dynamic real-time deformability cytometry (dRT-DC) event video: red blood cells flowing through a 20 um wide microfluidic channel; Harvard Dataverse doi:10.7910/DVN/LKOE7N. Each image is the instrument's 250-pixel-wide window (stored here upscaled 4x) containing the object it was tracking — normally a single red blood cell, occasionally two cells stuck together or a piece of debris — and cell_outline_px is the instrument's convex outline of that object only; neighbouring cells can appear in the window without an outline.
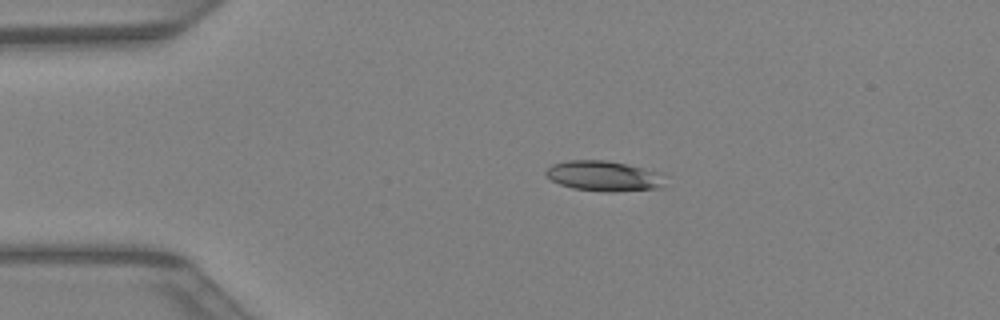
{"species": "Egyptian fruit bat (a non-hibernating species)", "species_latin": "Rousettus aegyptiacus", "temperature_condition": "warm", "stored_images_in_passage": 30, "camera_frame_rate_fps": 3000, "um_per_image_px": 0.085, "animal": {"sex": "female"}, "frame": {"image": 1, "passage_image": 2, "time_ms": 0.333, "image_size_px": [1000, 320], "cell_outline_px": [[664, 188], [572, 188], [560, 184], [552, 180], [544, 172], [552, 164], [568, 160], [604, 160], [624, 164], [660, 172]], "centroid_in_image_um": [51.24, 14.89], "position_along_channel_um": 33.8, "area_um2": 19.42}}
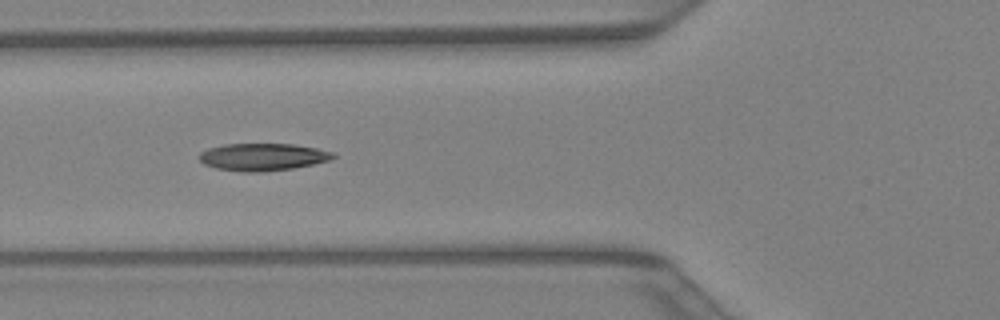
{"frame": {"image": 2, "passage_image": 9, "time_ms": 2.667, "image_size_px": [1000, 320], "cell_outline_px": [[336, 156], [328, 160], [312, 164], [292, 168], [260, 172], [244, 172], [216, 168], [204, 164], [200, 160], [200, 152], [208, 148], [224, 144], [292, 144], [316, 148], [332, 152]], "centroid_in_image_um": [22.3, 13.34], "position_along_channel_um": 103.5, "area_um2": 21.1}}
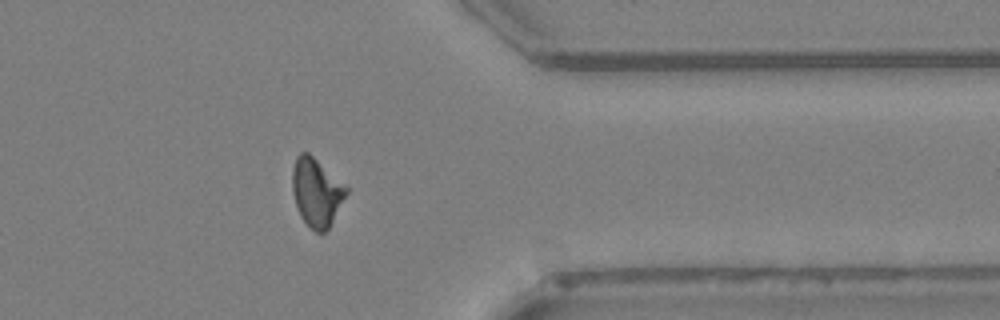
{"frame": {"image": 3, "passage_image": 27, "time_ms": 8.667, "image_size_px": [1000, 320], "cell_outline_px": [[348, 192], [328, 228], [324, 232], [316, 232], [300, 216], [296, 208], [292, 188], [292, 168], [296, 156], [300, 152], [308, 152], [348, 188]], "centroid_in_image_um": [26.87, 16.32], "position_along_channel_um": 384.5, "area_um2": 21.1}}